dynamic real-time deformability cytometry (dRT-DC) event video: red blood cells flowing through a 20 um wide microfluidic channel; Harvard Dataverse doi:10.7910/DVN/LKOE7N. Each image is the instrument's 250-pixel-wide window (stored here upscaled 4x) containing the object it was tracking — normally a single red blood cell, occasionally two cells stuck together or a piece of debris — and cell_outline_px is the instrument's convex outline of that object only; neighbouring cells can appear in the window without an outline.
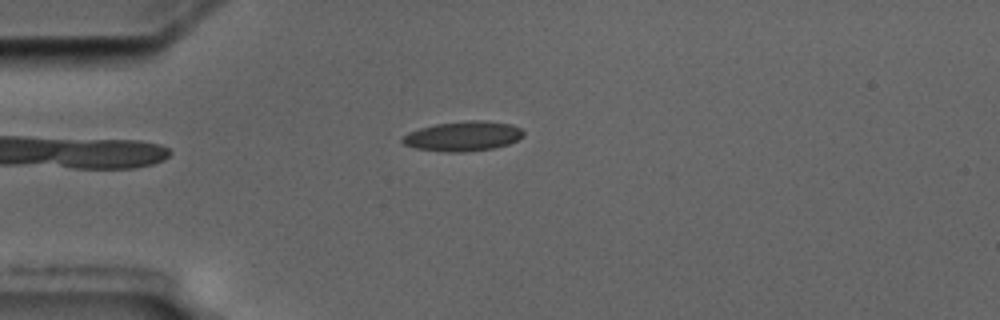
{"species": "common noctule bat (a hibernating species)", "species_latin": "Nyctalus noctula", "temperature_condition": "cold", "stored_images_in_passage": 4, "camera_frame_rate_fps": 3000, "um_per_image_px": 0.085, "animal": {"sex": "male", "body_mass_g": 17.5, "forearm_length_mm": 52.3}, "frame": {"image": 1, "passage_image": 4, "time_ms": 3.333, "image_size_px": [1000, 320], "cell_outline_px": [[524, 136], [508, 144], [492, 148], [460, 152], [444, 152], [416, 148], [404, 144], [400, 140], [400, 136], [408, 132], [420, 128], [436, 124], [468, 120], [484, 120], [512, 124], [520, 128], [524, 132]], "centroid_in_image_um": [39.33, 11.56], "position_along_channel_um": 45.7, "area_um2": 21.04}}